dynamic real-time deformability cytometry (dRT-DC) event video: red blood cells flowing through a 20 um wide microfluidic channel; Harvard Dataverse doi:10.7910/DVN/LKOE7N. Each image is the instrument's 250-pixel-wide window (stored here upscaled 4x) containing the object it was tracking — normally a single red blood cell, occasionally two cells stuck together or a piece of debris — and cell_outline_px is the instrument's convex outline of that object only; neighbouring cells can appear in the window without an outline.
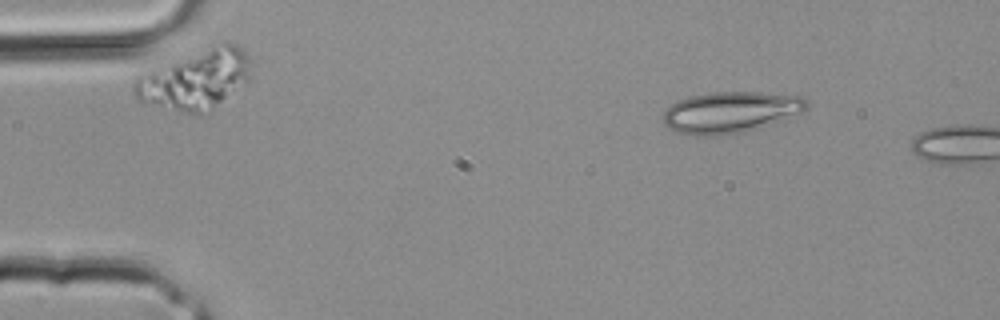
{"species": "common noctule bat (a hibernating species)", "species_latin": "Nyctalus noctula", "temperature_condition": "room temperature", "stored_images_in_passage": 2, "camera_frame_rate_fps": 3000, "um_per_image_px": 0.085, "animal": {"sex": "male", "body_mass_g": 20.4}, "frame": {"image": 1, "passage_image": 1, "time_ms": 0.0, "image_size_px": [1000, 320], "cell_outline_px": [[808, 108], [800, 112], [780, 120], [744, 132], [720, 136], [696, 136], [676, 132], [668, 128], [664, 124], [664, 108], [688, 96], [712, 92], [760, 92], [800, 96], [808, 100]], "centroid_in_image_um": [62.04, 9.54], "position_along_channel_um": 23.0, "area_um2": 34.51}}